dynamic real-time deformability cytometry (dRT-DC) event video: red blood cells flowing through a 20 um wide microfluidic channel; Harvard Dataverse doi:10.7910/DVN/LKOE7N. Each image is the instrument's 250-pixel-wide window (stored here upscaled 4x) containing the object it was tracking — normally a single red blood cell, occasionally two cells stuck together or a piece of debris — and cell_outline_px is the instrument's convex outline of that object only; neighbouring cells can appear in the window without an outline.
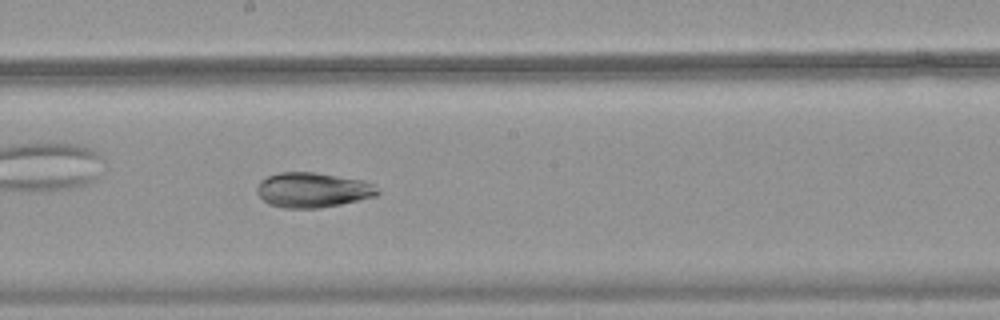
{"species": "common noctule bat (a hibernating species)", "species_latin": "Nyctalus noctula", "temperature_condition": "warm", "stored_images_in_passage": 34, "camera_frame_rate_fps": 3000, "um_per_image_px": 0.085, "animal": {"sex": "female", "body_mass_g": 18.4}, "frame": {"image": 1, "passage_image": 15, "time_ms": 4.667, "image_size_px": [1000, 320], "cell_outline_px": [[380, 192], [376, 196], [340, 204], [320, 208], [284, 208], [268, 204], [256, 192], [256, 188], [260, 180], [268, 176], [280, 172], [316, 172], [364, 180], [380, 188]], "centroid_in_image_um": [26.59, 16.14], "position_along_channel_um": 221.6, "area_um2": 24.74}}
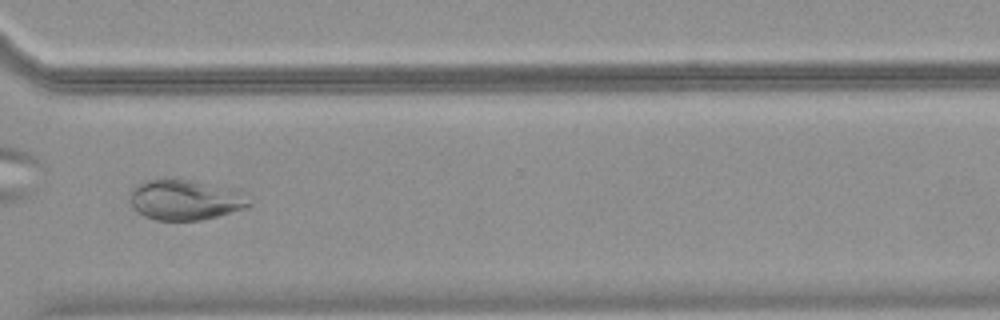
{"frame": {"image": 2, "passage_image": 25, "time_ms": 8.0, "image_size_px": [1000, 320], "cell_outline_px": [[252, 204], [248, 208], [200, 220], [156, 220], [144, 216], [136, 212], [132, 208], [128, 196], [132, 188], [148, 180], [168, 176], [240, 188]], "centroid_in_image_um": [15.76, 16.95], "position_along_channel_um": 354.8, "area_um2": 29.07}}